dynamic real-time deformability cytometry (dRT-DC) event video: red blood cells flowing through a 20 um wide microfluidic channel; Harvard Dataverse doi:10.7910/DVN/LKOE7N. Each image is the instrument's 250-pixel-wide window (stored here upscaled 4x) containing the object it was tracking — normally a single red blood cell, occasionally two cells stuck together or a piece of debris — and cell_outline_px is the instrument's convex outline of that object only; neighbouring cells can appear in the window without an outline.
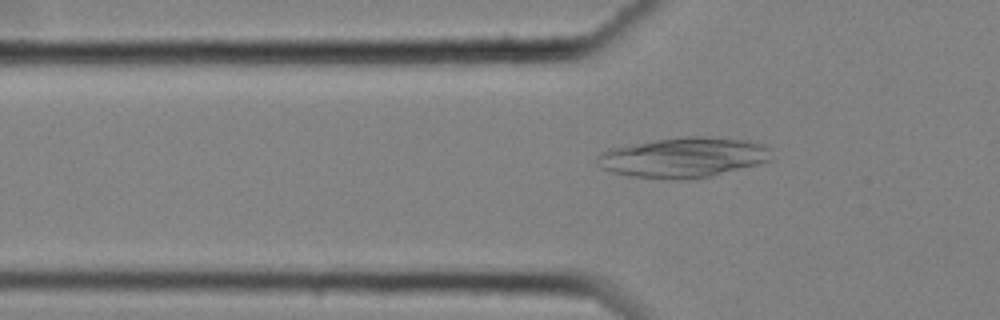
{"species": "common noctule bat (a hibernating species)", "species_latin": "Nyctalus noctula", "temperature_condition": "cold", "stored_images_in_passage": 52, "camera_frame_rate_fps": 3000, "um_per_image_px": 0.085, "animal": {"sex": "female", "body_mass_g": 25.1}, "frame": {"image": 1, "passage_image": 14, "time_ms": 4.333, "image_size_px": [1000, 320], "cell_outline_px": [[772, 160], [712, 176], [672, 180], [628, 176], [612, 172], [596, 164], [596, 156], [600, 152], [608, 148], [656, 140], [684, 136], [708, 136], [748, 140], [764, 144], [768, 148]], "centroid_in_image_um": [58.06, 13.38], "position_along_channel_um": 67.7, "area_um2": 40.86}}
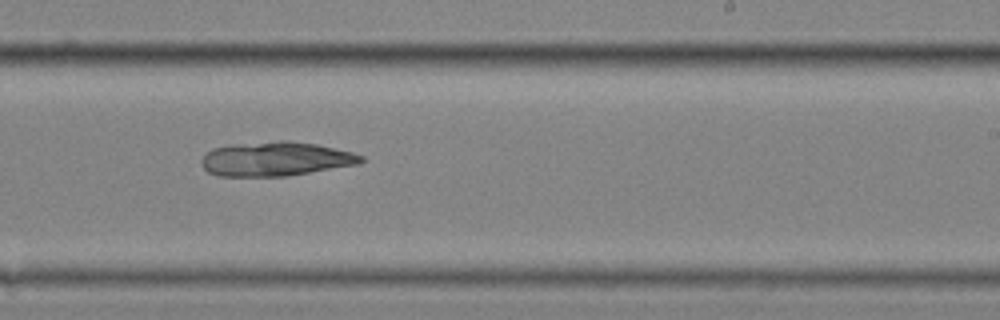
{"frame": {"image": 2, "passage_image": 31, "time_ms": 10.0, "image_size_px": [1000, 320], "cell_outline_px": [[364, 160], [360, 164], [288, 176], [220, 176], [208, 172], [200, 164], [200, 160], [212, 148], [228, 144], [280, 140], [288, 140], [316, 144], [352, 152], [364, 156]], "centroid_in_image_um": [23.43, 13.5], "position_along_channel_um": 265.6, "area_um2": 32.14}}
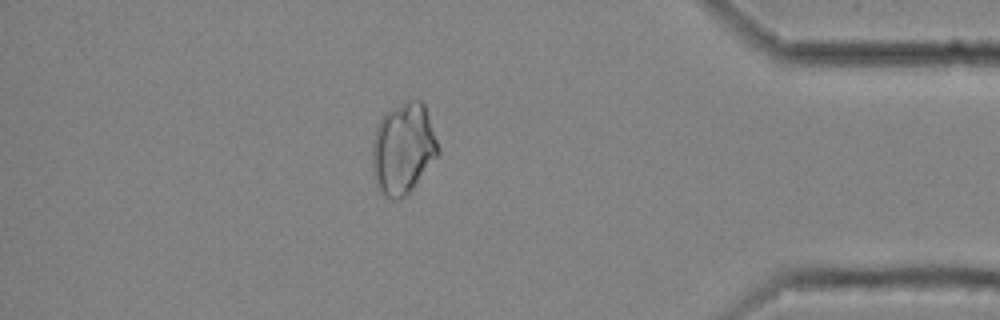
{"frame": {"image": 3, "passage_image": 45, "time_ms": 14.667, "image_size_px": [1000, 320], "cell_outline_px": [[440, 152], [412, 188], [400, 200], [392, 200], [384, 196], [380, 192], [376, 184], [372, 164], [372, 140], [376, 128], [380, 120], [388, 112], [408, 100], [420, 100], [424, 104], [440, 148]], "centroid_in_image_um": [34.26, 12.65], "position_along_channel_um": 400.9, "area_um2": 34.62}}